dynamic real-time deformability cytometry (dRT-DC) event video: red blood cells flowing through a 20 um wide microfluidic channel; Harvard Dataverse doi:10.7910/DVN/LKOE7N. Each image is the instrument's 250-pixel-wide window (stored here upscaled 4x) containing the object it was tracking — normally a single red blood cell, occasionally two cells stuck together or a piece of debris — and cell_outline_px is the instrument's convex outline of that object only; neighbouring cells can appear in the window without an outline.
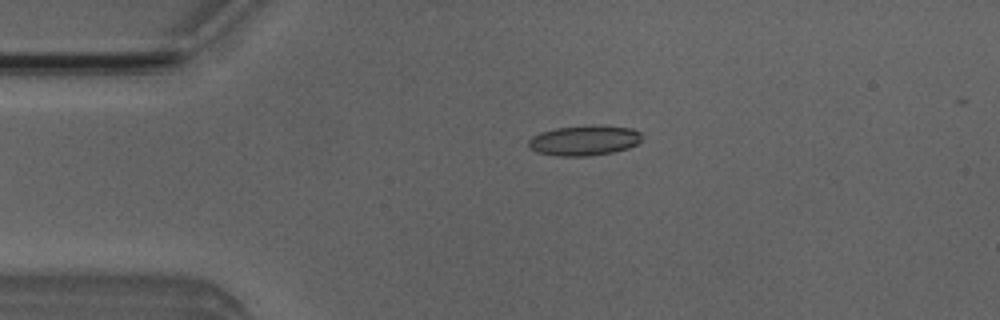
{"species": "Egyptian fruit bat (a non-hibernating species)", "species_latin": "Rousettus aegyptiacus", "temperature_condition": "room temperature", "stored_images_in_passage": 43, "camera_frame_rate_fps": 3000, "um_per_image_px": 0.085, "animal": {"sex": "male"}, "frame": {"image": 1, "passage_image": 3, "time_ms": 0.667, "image_size_px": [1000, 320], "cell_outline_px": [[640, 140], [636, 144], [628, 148], [612, 152], [588, 156], [560, 156], [536, 152], [528, 148], [528, 140], [532, 136], [540, 132], [556, 128], [600, 124], [632, 128], [640, 132]], "centroid_in_image_um": [49.63, 11.93], "position_along_channel_um": 35.4, "area_um2": 20.06}}
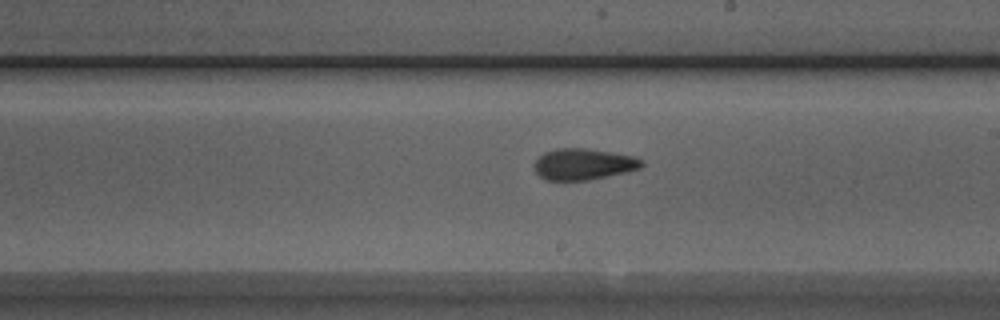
{"frame": {"image": 2, "passage_image": 21, "time_ms": 6.667, "image_size_px": [1000, 320], "cell_outline_px": [[644, 164], [640, 168], [608, 176], [588, 180], [544, 180], [532, 168], [536, 160], [544, 152], [556, 148], [588, 148], [632, 156], [644, 160]], "centroid_in_image_um": [49.56, 13.95], "position_along_channel_um": 239.4, "area_um2": 19.59}}
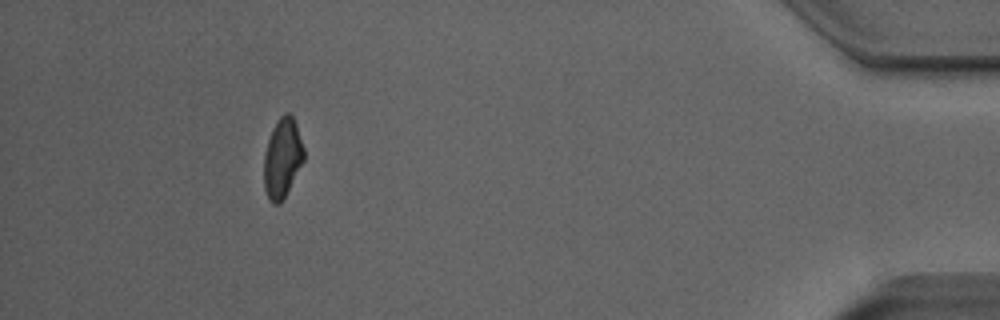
{"frame": {"image": 3, "passage_image": 39, "time_ms": 12.667, "image_size_px": [1000, 320], "cell_outline_px": [[304, 160], [280, 204], [272, 204], [268, 200], [264, 188], [264, 152], [272, 128], [280, 116], [284, 112], [288, 112], [292, 116], [296, 124], [304, 148]], "centroid_in_image_um": [23.99, 13.43], "position_along_channel_um": 411.2, "area_um2": 18.5}, "authors_computed_cell_mechanics": {"area_um2": 19.4208, "velocity_mm_per_s": 3.9632, "shape_relaxation_time_tau1_ms": null, "shape_relaxation_time_tau2_ms": 5.41, "deformation_change_tau1": null, "deformation_change_tau2": 0.1277}}